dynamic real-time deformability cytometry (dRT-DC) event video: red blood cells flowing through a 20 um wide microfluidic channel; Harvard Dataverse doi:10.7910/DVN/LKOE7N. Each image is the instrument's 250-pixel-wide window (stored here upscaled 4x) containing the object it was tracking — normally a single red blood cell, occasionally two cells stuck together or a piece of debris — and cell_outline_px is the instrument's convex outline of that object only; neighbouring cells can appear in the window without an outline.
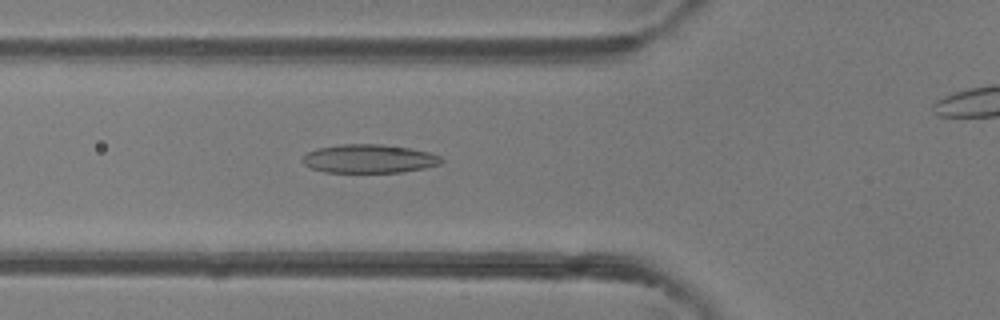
{"species": "common noctule bat (a hibernating species)", "species_latin": "Nyctalus noctula", "temperature_condition": "room temperature", "stored_images_in_passage": 34, "camera_frame_rate_fps": 3000, "um_per_image_px": 0.085, "animal": {"sex": "female"}, "frame": {"image": 1, "passage_image": 10, "time_ms": 3.0, "image_size_px": [1000, 320], "cell_outline_px": [[444, 160], [440, 164], [424, 168], [404, 172], [324, 172], [312, 168], [304, 164], [304, 156], [308, 152], [316, 148], [340, 144], [380, 144], [408, 148], [428, 152], [440, 156]], "centroid_in_image_um": [31.38, 13.49], "position_along_channel_um": 94.4, "area_um2": 23.0}}
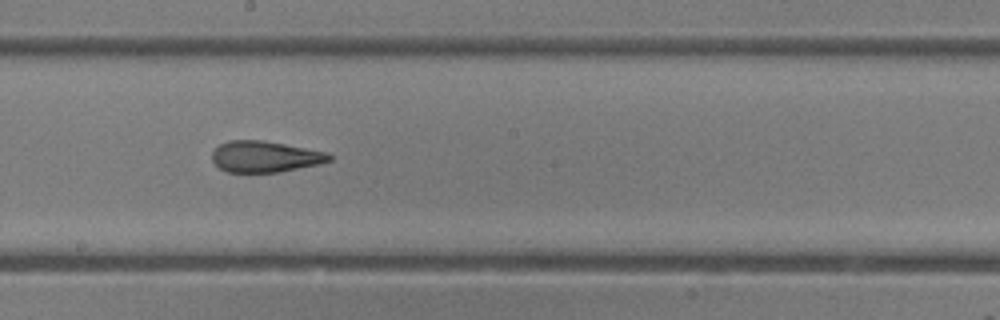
{"frame": {"image": 2, "passage_image": 19, "time_ms": 6.0, "image_size_px": [1000, 320], "cell_outline_px": [[332, 160], [320, 164], [280, 172], [228, 172], [220, 168], [212, 160], [212, 152], [220, 144], [228, 140], [260, 140], [284, 144], [328, 152], [332, 156]], "centroid_in_image_um": [22.54, 13.31], "position_along_channel_um": 225.7, "area_um2": 21.27}}
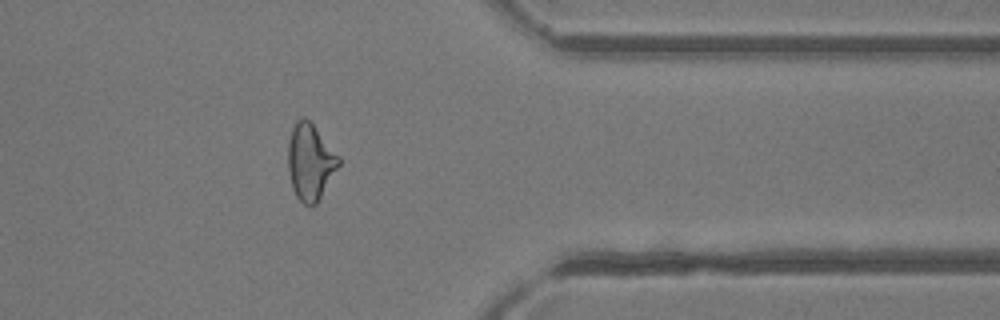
{"frame": {"image": 3, "passage_image": 31, "time_ms": 10.0, "image_size_px": [1000, 320], "cell_outline_px": [[340, 164], [316, 204], [304, 204], [296, 196], [292, 188], [288, 172], [288, 144], [292, 128], [296, 120], [304, 116], [312, 124], [340, 156]], "centroid_in_image_um": [26.36, 13.75], "position_along_channel_um": 385.0, "area_um2": 22.31}}